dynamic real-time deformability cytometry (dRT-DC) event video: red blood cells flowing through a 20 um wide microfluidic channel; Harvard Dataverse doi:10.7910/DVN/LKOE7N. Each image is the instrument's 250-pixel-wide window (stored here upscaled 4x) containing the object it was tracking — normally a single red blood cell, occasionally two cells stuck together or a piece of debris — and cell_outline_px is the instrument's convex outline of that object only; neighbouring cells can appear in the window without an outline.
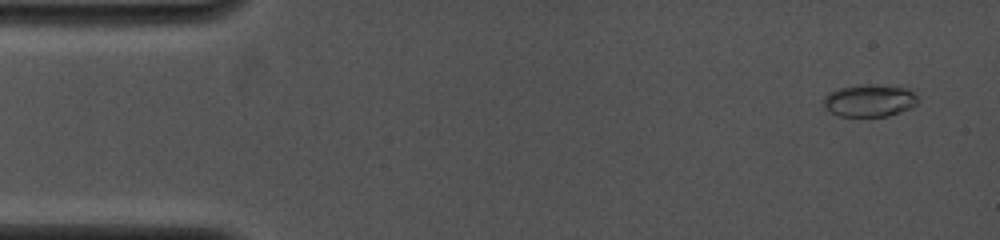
{"species": "common noctule bat (a hibernating species)", "species_latin": "Nyctalus noctula", "temperature_condition": "cold", "stored_images_in_passage": 8, "camera_frame_rate_fps": 4000, "um_per_image_px": 0.085, "animal": {"sex": "female", "body_mass_g": 19.0, "forearm_length_mm": 53.3}, "frame": {"image": 1, "passage_image": 2, "time_ms": 0.75, "image_size_px": [1000, 240], "cell_outline_px": [[920, 100], [912, 108], [888, 116], [840, 116], [832, 112], [824, 104], [824, 96], [840, 88], [860, 84], [876, 84], [908, 88]], "centroid_in_image_um": [73.97, 8.54], "position_along_channel_um": 11.0, "area_um2": 17.69}}
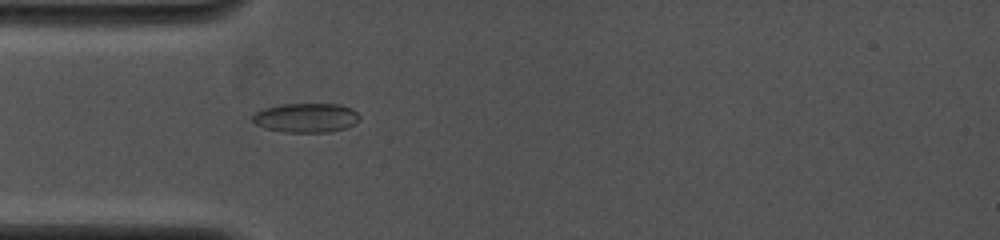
{"frame": {"image": 2, "passage_image": 8, "time_ms": 4.5, "image_size_px": [1000, 240], "cell_outline_px": [[360, 120], [356, 124], [344, 128], [328, 132], [284, 132], [264, 128], [256, 124], [252, 120], [252, 116], [260, 108], [280, 104], [340, 104], [352, 108], [360, 116]], "centroid_in_image_um": [26.01, 10.0], "position_along_channel_um": 59.0, "area_um2": 18.5}}